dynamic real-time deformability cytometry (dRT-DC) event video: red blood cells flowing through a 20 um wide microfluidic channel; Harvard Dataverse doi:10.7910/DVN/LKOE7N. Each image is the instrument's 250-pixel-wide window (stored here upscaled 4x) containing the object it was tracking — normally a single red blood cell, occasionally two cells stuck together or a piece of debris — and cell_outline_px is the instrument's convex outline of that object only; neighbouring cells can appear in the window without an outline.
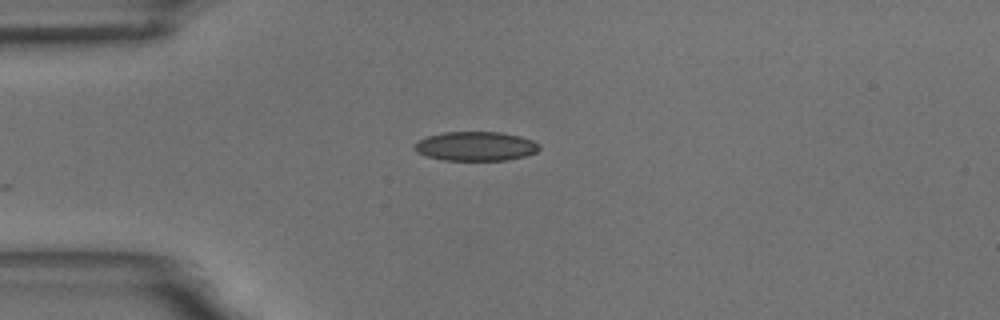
{"species": "common noctule bat (a hibernating species)", "species_latin": "Nyctalus noctula", "temperature_condition": "room temperature", "stored_images_in_passage": 28, "camera_frame_rate_fps": 3000, "um_per_image_px": 0.085, "animal": {"sex": "male", "body_mass_g": 18.8}, "frame": {"image": 1, "passage_image": 1, "time_ms": 0.0, "image_size_px": [1000, 320], "cell_outline_px": [[540, 148], [536, 152], [524, 156], [508, 160], [444, 160], [428, 156], [416, 152], [416, 144], [420, 140], [428, 136], [444, 132], [500, 132], [520, 136], [532, 140], [540, 144]], "centroid_in_image_um": [40.48, 12.43], "position_along_channel_um": 44.5, "area_um2": 21.04}}
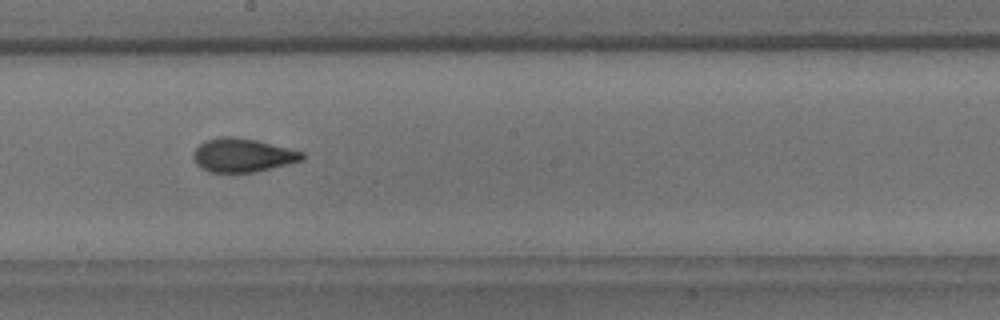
{"frame": {"image": 2, "passage_image": 18, "time_ms": 5.667, "image_size_px": [1000, 320], "cell_outline_px": [[304, 160], [256, 172], [208, 172], [200, 168], [196, 164], [192, 156], [192, 152], [204, 140], [220, 136], [232, 136], [256, 140], [304, 152]], "centroid_in_image_um": [20.59, 13.19], "position_along_channel_um": 227.6, "area_um2": 21.5}}
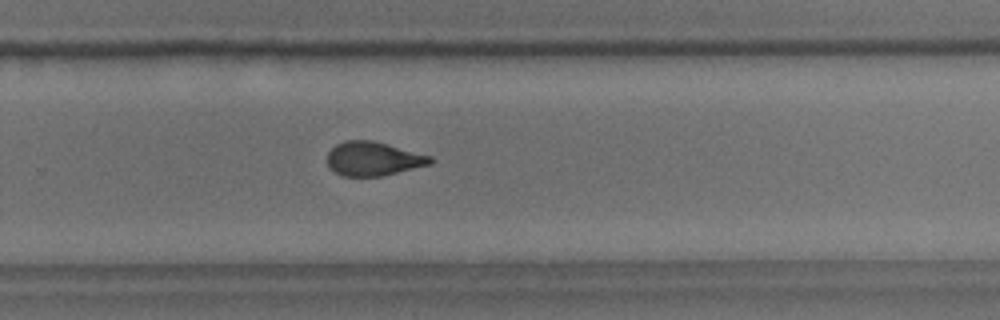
{"frame": {"image": 3, "passage_image": 24, "time_ms": 7.667, "image_size_px": [1000, 320], "cell_outline_px": [[436, 160], [432, 164], [384, 176], [340, 176], [328, 164], [328, 152], [336, 144], [344, 140], [372, 140], [388, 144], [432, 156]], "centroid_in_image_um": [31.78, 13.49], "position_along_channel_um": 298.0, "area_um2": 20.58}}